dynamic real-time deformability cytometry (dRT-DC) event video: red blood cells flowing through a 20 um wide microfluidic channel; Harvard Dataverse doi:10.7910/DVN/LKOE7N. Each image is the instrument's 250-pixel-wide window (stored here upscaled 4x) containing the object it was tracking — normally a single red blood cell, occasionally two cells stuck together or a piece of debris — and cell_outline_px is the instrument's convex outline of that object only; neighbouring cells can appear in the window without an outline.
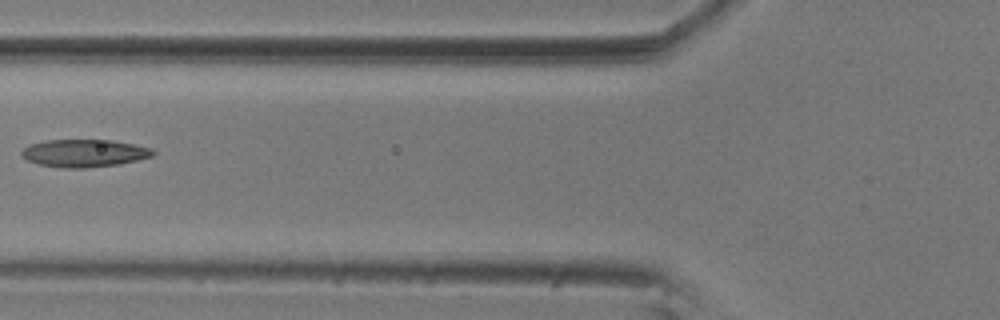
{"species": "common noctule bat (a hibernating species)", "species_latin": "Nyctalus noctula", "temperature_condition": "room temperature", "stored_images_in_passage": 15, "camera_frame_rate_fps": 3000, "um_per_image_px": 0.085, "animal": {"sex": "male", "body_mass_g": 20.5, "forearm_length_mm": 52.5}, "frame": {"image": 1, "passage_image": 6, "time_ms": 1.667, "image_size_px": [1000, 320], "cell_outline_px": [[156, 152], [152, 156], [120, 164], [84, 168], [60, 168], [36, 164], [28, 160], [20, 152], [24, 148], [32, 144], [44, 140], [112, 140], [152, 148]], "centroid_in_image_um": [7.16, 13.02], "position_along_channel_um": 118.6, "area_um2": 21.1}}
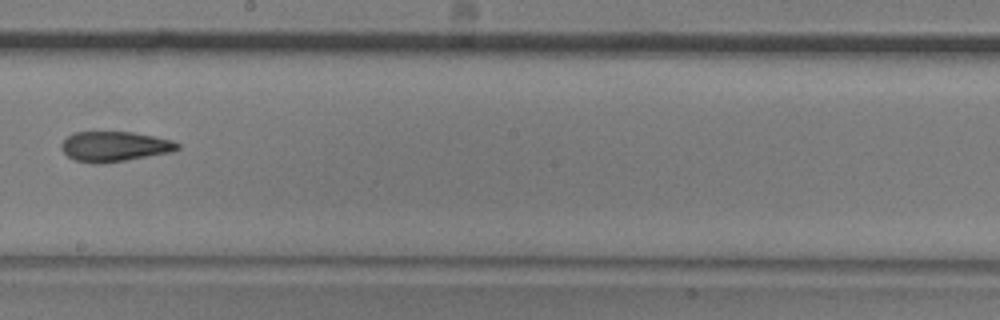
{"frame": {"image": 2, "passage_image": 9, "time_ms": 2.667, "image_size_px": [1000, 320], "cell_outline_px": [[180, 148], [172, 152], [100, 164], [92, 164], [76, 160], [68, 156], [60, 148], [60, 144], [68, 136], [76, 132], [132, 132], [172, 140], [180, 144]], "centroid_in_image_um": [9.72, 12.45], "position_along_channel_um": 238.5, "area_um2": 20.23}}
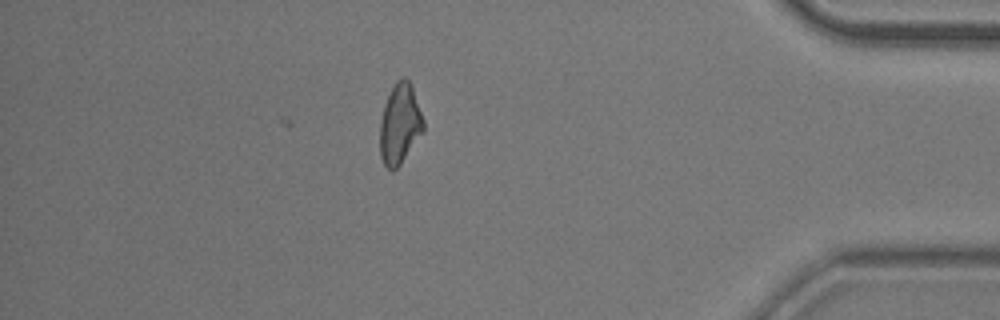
{"frame": {"image": 3, "passage_image": 14, "time_ms": 4.333, "image_size_px": [1000, 320], "cell_outline_px": [[424, 132], [400, 164], [392, 172], [384, 164], [380, 156], [380, 120], [384, 104], [396, 80], [400, 76], [404, 76], [408, 80], [412, 88], [424, 120]], "centroid_in_image_um": [33.98, 10.54], "position_along_channel_um": 401.2, "area_um2": 20.35}}